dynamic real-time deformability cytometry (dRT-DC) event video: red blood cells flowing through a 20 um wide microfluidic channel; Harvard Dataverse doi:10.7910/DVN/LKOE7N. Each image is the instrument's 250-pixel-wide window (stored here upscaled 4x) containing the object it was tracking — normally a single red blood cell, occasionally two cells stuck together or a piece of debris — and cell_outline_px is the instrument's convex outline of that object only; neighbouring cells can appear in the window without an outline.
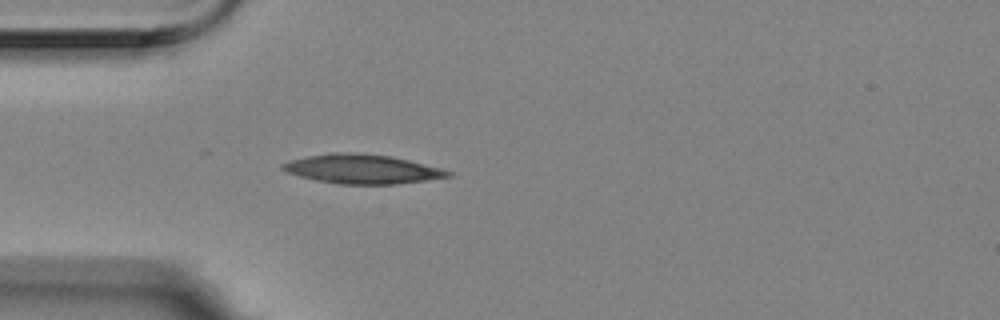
{"species": "Egyptian fruit bat (a non-hibernating species)", "species_latin": "Rousettus aegyptiacus", "temperature_condition": "room temperature", "stored_images_in_passage": 2, "camera_frame_rate_fps": 3000, "um_per_image_px": 0.085, "animal": {"sex": "female"}, "frame": {"image": 1, "passage_image": 2, "time_ms": 0.333, "image_size_px": [1000, 320], "cell_outline_px": [[452, 176], [396, 184], [340, 184], [316, 180], [300, 176], [288, 172], [280, 168], [280, 164], [292, 160], [308, 156], [332, 152], [356, 152], [392, 156], [444, 168], [452, 172]], "centroid_in_image_um": [30.81, 14.36], "position_along_channel_um": 54.2, "area_um2": 28.21}}